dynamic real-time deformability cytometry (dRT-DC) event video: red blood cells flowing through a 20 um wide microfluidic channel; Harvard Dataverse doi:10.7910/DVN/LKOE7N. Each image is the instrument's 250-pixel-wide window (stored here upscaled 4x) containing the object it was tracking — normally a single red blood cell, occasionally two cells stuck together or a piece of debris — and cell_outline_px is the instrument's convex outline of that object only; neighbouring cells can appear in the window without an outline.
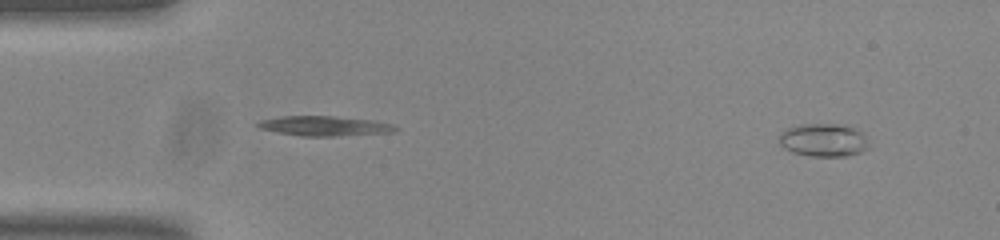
{"species": "common noctule bat (a hibernating species)", "species_latin": "Nyctalus noctula", "temperature_condition": "room temperature", "stored_images_in_passage": 53, "camera_frame_rate_fps": 3000, "um_per_image_px": 0.085, "animal": {"sex": "male", "body_mass_g": 20.0, "forearm_length_mm": 53.3}, "frame": {"image": 1, "passage_image": 3, "time_ms": 0.667, "image_size_px": [1000, 240], "cell_outline_px": [[868, 148], [860, 152], [848, 156], [812, 156], [792, 152], [784, 148], [780, 144], [780, 136], [788, 128], [800, 124], [840, 124], [856, 128], [864, 136]], "centroid_in_image_um": [70.0, 11.91], "position_along_channel_um": 15.0, "area_um2": 17.05}}
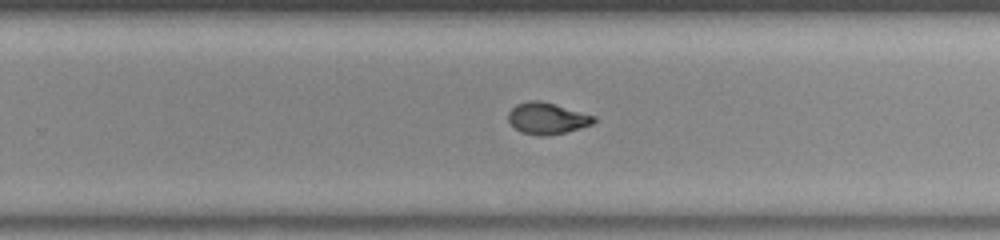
{"frame": {"image": 2, "passage_image": 33, "time_ms": 10.667, "image_size_px": [1000, 240], "cell_outline_px": [[596, 120], [592, 124], [580, 128], [564, 132], [544, 136], [540, 136], [520, 132], [508, 120], [508, 112], [516, 104], [528, 100], [540, 100], [596, 116]], "centroid_in_image_um": [46.49, 10.05], "position_along_channel_um": 283.3, "area_um2": 15.61}}
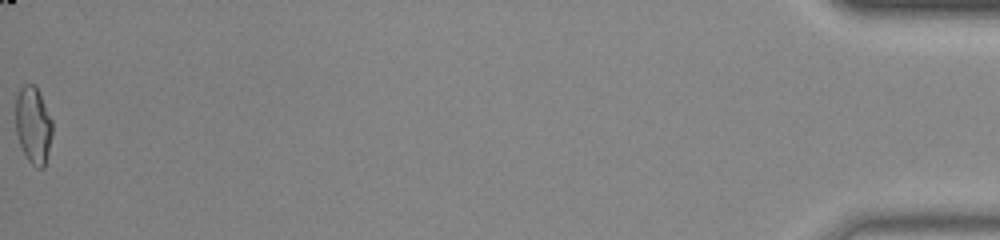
{"frame": {"image": 3, "passage_image": 53, "time_ms": 17.333, "image_size_px": [1000, 240], "cell_outline_px": [[52, 136], [44, 168], [36, 168], [28, 160], [20, 144], [16, 132], [16, 96], [20, 88], [24, 84], [32, 84], [40, 92], [52, 120]], "centroid_in_image_um": [2.83, 10.63], "position_along_channel_um": 432.4, "area_um2": 16.47}, "authors_computed_cell_mechanics": {"area_um2": 15.9528, "velocity_mm_per_s": 3.7791, "shape_relaxation_time_tau1_ms": 7.3882, "shape_relaxation_time_tau2_ms": 1.6903, "deformation_change_tau1": 0.2384, "deformation_change_tau2": 0.0508}}